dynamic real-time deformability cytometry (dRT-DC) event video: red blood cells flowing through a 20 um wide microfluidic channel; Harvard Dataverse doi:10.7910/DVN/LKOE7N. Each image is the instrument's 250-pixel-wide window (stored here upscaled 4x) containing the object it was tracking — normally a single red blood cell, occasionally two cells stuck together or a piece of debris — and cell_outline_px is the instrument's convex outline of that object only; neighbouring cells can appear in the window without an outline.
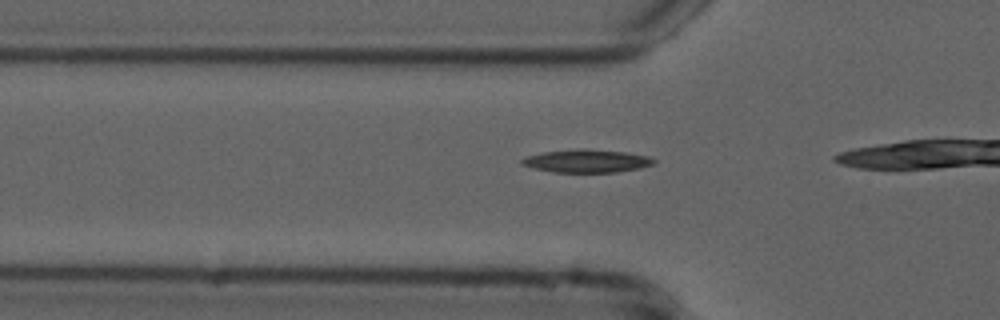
{"species": "common noctule bat (a hibernating species)", "species_latin": "Nyctalus noctula", "temperature_condition": "cold", "stored_images_in_passage": 9, "camera_frame_rate_fps": 3000, "um_per_image_px": 0.085, "animal": {"sex": "male", "forearm_length_mm": 52.5}, "frame": {"image": 1, "passage_image": 3, "time_ms": 0.667, "image_size_px": [1000, 320], "cell_outline_px": [[656, 160], [652, 164], [640, 168], [616, 172], [552, 172], [520, 164], [520, 160], [528, 156], [544, 152], [580, 148], [584, 148], [624, 152], [648, 156]], "centroid_in_image_um": [49.87, 13.68], "position_along_channel_um": 75.9, "area_um2": 17.51}}
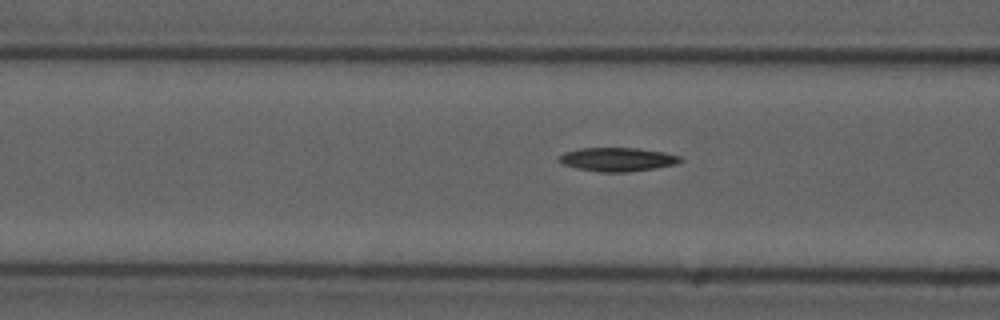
{"frame": {"image": 2, "passage_image": 6, "time_ms": 1.667, "image_size_px": [1000, 320], "cell_outline_px": [[684, 160], [676, 164], [656, 168], [628, 172], [600, 172], [576, 168], [564, 164], [556, 160], [556, 156], [564, 152], [580, 148], [636, 148], [664, 152], [680, 156]], "centroid_in_image_um": [52.46, 13.55], "position_along_channel_um": 114.1, "area_um2": 16.94}}